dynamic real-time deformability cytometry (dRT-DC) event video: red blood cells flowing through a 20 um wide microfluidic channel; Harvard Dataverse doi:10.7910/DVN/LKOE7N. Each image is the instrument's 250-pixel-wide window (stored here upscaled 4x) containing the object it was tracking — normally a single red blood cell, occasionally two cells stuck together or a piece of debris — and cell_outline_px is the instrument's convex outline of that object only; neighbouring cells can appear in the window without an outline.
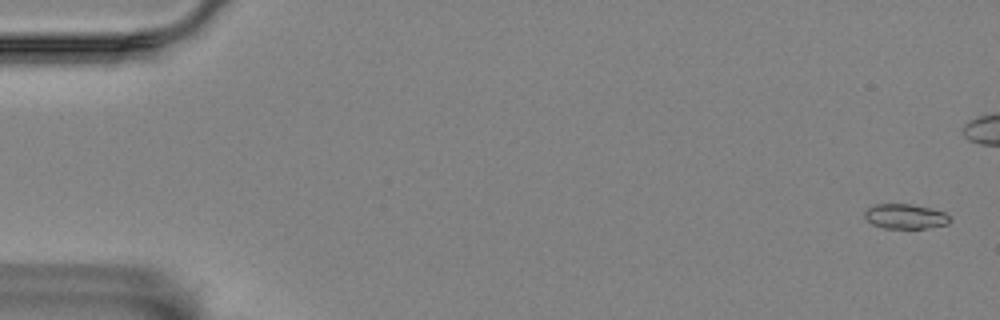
{"species": "Egyptian fruit bat (a non-hibernating species)", "species_latin": "Rousettus aegyptiacus", "temperature_condition": "room temperature", "stored_images_in_passage": 10, "camera_frame_rate_fps": 3000, "um_per_image_px": 0.085, "animal": {"sex": "female"}, "frame": {"image": 1, "passage_image": 1, "time_ms": 0.0, "image_size_px": [1000, 320], "cell_outline_px": [[952, 220], [948, 224], [924, 228], [884, 228], [872, 224], [864, 216], [864, 212], [868, 208], [876, 204], [908, 204], [928, 208], [944, 212]], "centroid_in_image_um": [76.94, 18.4], "position_along_channel_um": 8.1, "area_um2": 12.14}}
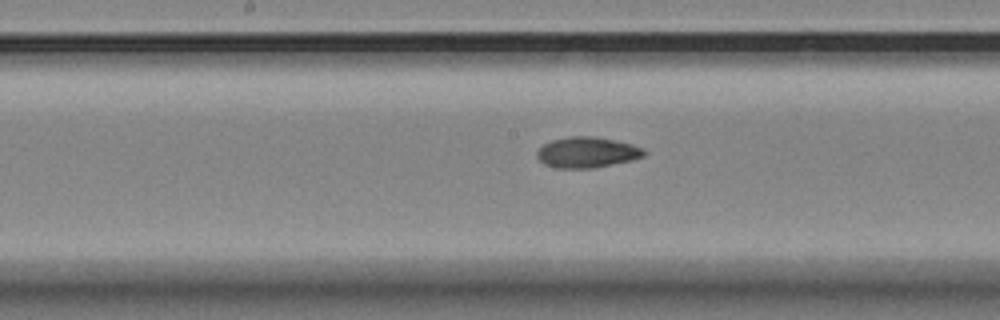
{"frame": {"image": 2, "passage_image": 10, "time_ms": 11.0, "image_size_px": [1000, 320], "cell_outline_px": [[648, 152], [644, 156], [632, 160], [592, 168], [556, 168], [544, 164], [536, 156], [536, 152], [544, 144], [552, 140], [572, 136], [592, 136], [632, 144], [644, 148]], "centroid_in_image_um": [49.91, 12.95], "position_along_channel_um": 198.3, "area_um2": 19.07}}